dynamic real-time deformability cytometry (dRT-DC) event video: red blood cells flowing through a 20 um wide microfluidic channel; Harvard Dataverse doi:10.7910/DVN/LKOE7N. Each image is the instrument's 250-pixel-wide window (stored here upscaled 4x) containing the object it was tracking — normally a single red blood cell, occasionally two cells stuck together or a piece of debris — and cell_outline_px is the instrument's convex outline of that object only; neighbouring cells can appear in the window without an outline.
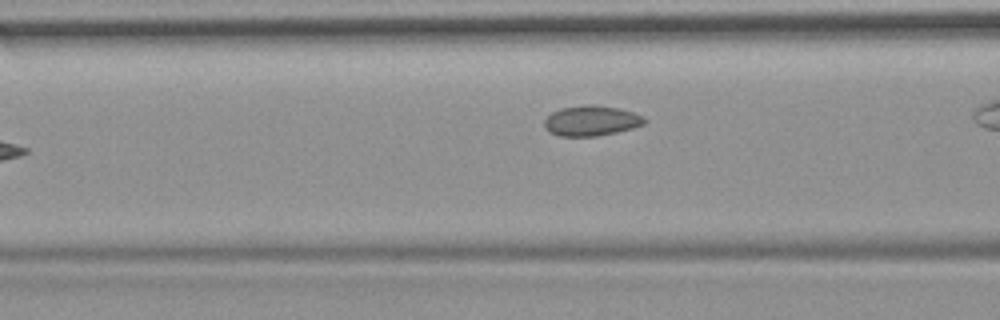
{"species": "common noctule bat (a hibernating species)", "species_latin": "Nyctalus noctula", "temperature_condition": "room temperature", "stored_images_in_passage": 30, "camera_frame_rate_fps": 3000, "um_per_image_px": 0.085, "animal": {"sex": "female", "body_mass_g": 19.9}, "frame": {"image": 1, "passage_image": 5, "time_ms": 1.333, "image_size_px": [1000, 320], "cell_outline_px": [[648, 120], [644, 124], [632, 128], [616, 132], [596, 136], [560, 136], [548, 132], [544, 128], [544, 120], [552, 112], [560, 108], [588, 104], [596, 104], [620, 108], [644, 116]], "centroid_in_image_um": [50.26, 10.25], "position_along_channel_um": 116.3, "area_um2": 17.86}}
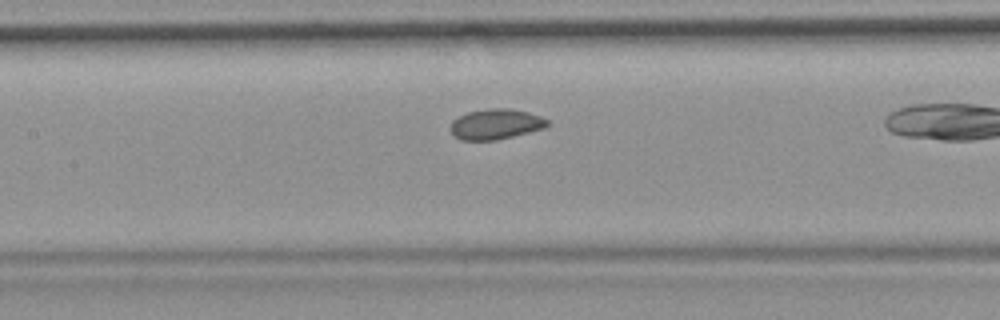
{"frame": {"image": 2, "passage_image": 9, "time_ms": 2.667, "image_size_px": [1000, 320], "cell_outline_px": [[548, 124], [544, 128], [496, 140], [460, 140], [452, 132], [452, 120], [468, 112], [488, 108], [512, 108], [528, 112], [540, 116], [548, 120]], "centroid_in_image_um": [42.15, 10.54], "position_along_channel_um": 165.3, "area_um2": 16.94}, "authors_computed_cell_mechanics": {"area_um2": 17.051, "velocity_mm_per_s": 3.6723, "shape_relaxation_time_tau1_ms": null, "shape_relaxation_time_tau2_ms": 2.9113, "deformation_change_tau1": null, "deformation_change_tau2": 0.0533}}